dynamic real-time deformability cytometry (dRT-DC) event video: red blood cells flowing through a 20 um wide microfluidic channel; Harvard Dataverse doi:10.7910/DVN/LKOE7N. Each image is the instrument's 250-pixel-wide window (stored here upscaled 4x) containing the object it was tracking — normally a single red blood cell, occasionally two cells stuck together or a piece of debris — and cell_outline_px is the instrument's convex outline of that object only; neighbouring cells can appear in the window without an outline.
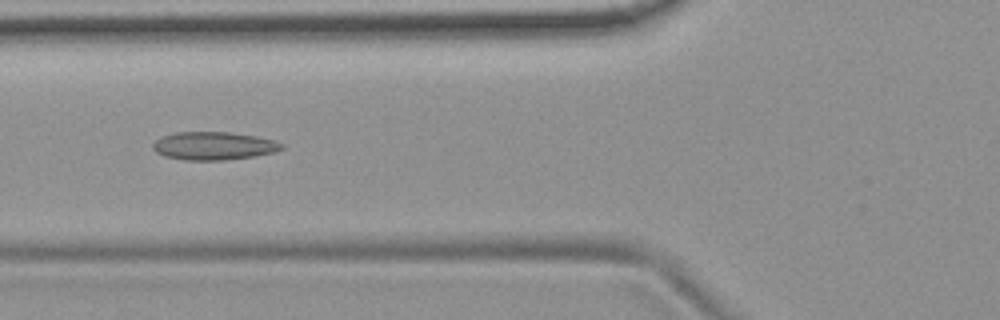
{"species": "common noctule bat (a hibernating species)", "species_latin": "Nyctalus noctula", "temperature_condition": "room temperature", "stored_images_in_passage": 39, "camera_frame_rate_fps": 3000, "um_per_image_px": 0.085, "animal": {"sex": "female", "body_mass_g": 19.9}, "frame": {"image": 1, "passage_image": 6, "time_ms": 1.667, "image_size_px": [1000, 320], "cell_outline_px": [[284, 148], [276, 152], [252, 156], [224, 160], [184, 160], [164, 156], [156, 152], [152, 148], [152, 144], [160, 136], [176, 132], [228, 132], [256, 136], [272, 140], [284, 144]], "centroid_in_image_um": [18.13, 12.39], "position_along_channel_um": 107.7, "area_um2": 21.1}}
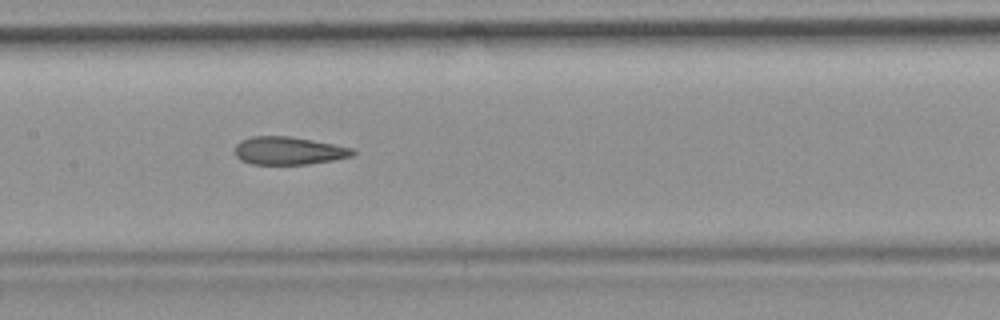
{"frame": {"image": 2, "passage_image": 12, "time_ms": 3.667, "image_size_px": [1000, 320], "cell_outline_px": [[356, 152], [352, 156], [332, 160], [308, 164], [252, 164], [240, 160], [236, 156], [236, 144], [240, 140], [252, 136], [288, 136], [312, 140], [352, 148]], "centroid_in_image_um": [24.51, 12.81], "position_along_channel_um": 182.9, "area_um2": 19.02}, "authors_computed_cell_mechanics": {"area_um2": 19.9988, "velocity_mm_per_s": 3.7565, "shape_relaxation_time_tau1_ms": null, "shape_relaxation_time_tau2_ms": 2.598, "deformation_change_tau1": null, "deformation_change_tau2": 0.1068}}